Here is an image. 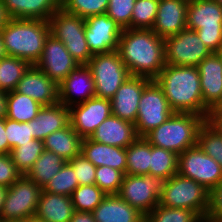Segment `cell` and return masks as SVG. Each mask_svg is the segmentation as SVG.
Masks as SVG:
<instances>
[{"label":"cell","mask_w":222,"mask_h":222,"mask_svg":"<svg viewBox=\"0 0 222 222\" xmlns=\"http://www.w3.org/2000/svg\"><path fill=\"white\" fill-rule=\"evenodd\" d=\"M44 150L43 141L33 139L28 143L11 149L10 156L16 168L22 173V175H26Z\"/></svg>","instance_id":"836d02e7"},{"label":"cell","mask_w":222,"mask_h":222,"mask_svg":"<svg viewBox=\"0 0 222 222\" xmlns=\"http://www.w3.org/2000/svg\"><path fill=\"white\" fill-rule=\"evenodd\" d=\"M204 105L211 110L222 97V60L212 52L197 66Z\"/></svg>","instance_id":"44dd1931"},{"label":"cell","mask_w":222,"mask_h":222,"mask_svg":"<svg viewBox=\"0 0 222 222\" xmlns=\"http://www.w3.org/2000/svg\"><path fill=\"white\" fill-rule=\"evenodd\" d=\"M126 174L149 175L150 143L144 137H138L126 148Z\"/></svg>","instance_id":"1f68e13d"},{"label":"cell","mask_w":222,"mask_h":222,"mask_svg":"<svg viewBox=\"0 0 222 222\" xmlns=\"http://www.w3.org/2000/svg\"><path fill=\"white\" fill-rule=\"evenodd\" d=\"M209 112H222V97Z\"/></svg>","instance_id":"11a10c76"},{"label":"cell","mask_w":222,"mask_h":222,"mask_svg":"<svg viewBox=\"0 0 222 222\" xmlns=\"http://www.w3.org/2000/svg\"><path fill=\"white\" fill-rule=\"evenodd\" d=\"M215 1L222 5V0H215Z\"/></svg>","instance_id":"91938a15"},{"label":"cell","mask_w":222,"mask_h":222,"mask_svg":"<svg viewBox=\"0 0 222 222\" xmlns=\"http://www.w3.org/2000/svg\"><path fill=\"white\" fill-rule=\"evenodd\" d=\"M109 0H61V8L82 18L106 14Z\"/></svg>","instance_id":"ab89813d"},{"label":"cell","mask_w":222,"mask_h":222,"mask_svg":"<svg viewBox=\"0 0 222 222\" xmlns=\"http://www.w3.org/2000/svg\"><path fill=\"white\" fill-rule=\"evenodd\" d=\"M70 222H96L92 212L75 211Z\"/></svg>","instance_id":"c3c4849f"},{"label":"cell","mask_w":222,"mask_h":222,"mask_svg":"<svg viewBox=\"0 0 222 222\" xmlns=\"http://www.w3.org/2000/svg\"><path fill=\"white\" fill-rule=\"evenodd\" d=\"M188 3L189 0H159L152 30L166 38L185 29Z\"/></svg>","instance_id":"ffe728a7"},{"label":"cell","mask_w":222,"mask_h":222,"mask_svg":"<svg viewBox=\"0 0 222 222\" xmlns=\"http://www.w3.org/2000/svg\"><path fill=\"white\" fill-rule=\"evenodd\" d=\"M0 32L7 56L35 65L50 34V24L44 20L10 18Z\"/></svg>","instance_id":"3957f363"},{"label":"cell","mask_w":222,"mask_h":222,"mask_svg":"<svg viewBox=\"0 0 222 222\" xmlns=\"http://www.w3.org/2000/svg\"><path fill=\"white\" fill-rule=\"evenodd\" d=\"M186 28L196 31L201 41L216 52L222 42V5L215 0H189Z\"/></svg>","instance_id":"8992f818"},{"label":"cell","mask_w":222,"mask_h":222,"mask_svg":"<svg viewBox=\"0 0 222 222\" xmlns=\"http://www.w3.org/2000/svg\"><path fill=\"white\" fill-rule=\"evenodd\" d=\"M216 54L221 58L222 60V42L220 43L219 49L216 51Z\"/></svg>","instance_id":"6f0895ef"},{"label":"cell","mask_w":222,"mask_h":222,"mask_svg":"<svg viewBox=\"0 0 222 222\" xmlns=\"http://www.w3.org/2000/svg\"><path fill=\"white\" fill-rule=\"evenodd\" d=\"M162 183L152 175L125 174L117 195L147 216L159 204Z\"/></svg>","instance_id":"7c38bea8"},{"label":"cell","mask_w":222,"mask_h":222,"mask_svg":"<svg viewBox=\"0 0 222 222\" xmlns=\"http://www.w3.org/2000/svg\"><path fill=\"white\" fill-rule=\"evenodd\" d=\"M5 131L8 140V154L14 147H19L34 139L30 122H17L5 117Z\"/></svg>","instance_id":"60d3db41"},{"label":"cell","mask_w":222,"mask_h":222,"mask_svg":"<svg viewBox=\"0 0 222 222\" xmlns=\"http://www.w3.org/2000/svg\"><path fill=\"white\" fill-rule=\"evenodd\" d=\"M79 186L73 167L66 162L61 170L42 189L44 192L71 196Z\"/></svg>","instance_id":"74e56055"},{"label":"cell","mask_w":222,"mask_h":222,"mask_svg":"<svg viewBox=\"0 0 222 222\" xmlns=\"http://www.w3.org/2000/svg\"><path fill=\"white\" fill-rule=\"evenodd\" d=\"M6 118L17 122H30L35 119L42 105L29 96L14 91L7 93Z\"/></svg>","instance_id":"f546056e"},{"label":"cell","mask_w":222,"mask_h":222,"mask_svg":"<svg viewBox=\"0 0 222 222\" xmlns=\"http://www.w3.org/2000/svg\"><path fill=\"white\" fill-rule=\"evenodd\" d=\"M15 91L31 97L42 106L59 103L58 84L35 65L25 72Z\"/></svg>","instance_id":"ac0fdd59"},{"label":"cell","mask_w":222,"mask_h":222,"mask_svg":"<svg viewBox=\"0 0 222 222\" xmlns=\"http://www.w3.org/2000/svg\"><path fill=\"white\" fill-rule=\"evenodd\" d=\"M117 51L132 76L154 80L166 65L164 38L152 29H123Z\"/></svg>","instance_id":"6da1fadb"},{"label":"cell","mask_w":222,"mask_h":222,"mask_svg":"<svg viewBox=\"0 0 222 222\" xmlns=\"http://www.w3.org/2000/svg\"><path fill=\"white\" fill-rule=\"evenodd\" d=\"M58 88L59 103L68 108L95 97V83L87 65H79L71 71L68 76L58 84Z\"/></svg>","instance_id":"d6986e66"},{"label":"cell","mask_w":222,"mask_h":222,"mask_svg":"<svg viewBox=\"0 0 222 222\" xmlns=\"http://www.w3.org/2000/svg\"><path fill=\"white\" fill-rule=\"evenodd\" d=\"M106 195L96 184H91L79 185L70 197L75 211L92 212Z\"/></svg>","instance_id":"d590c367"},{"label":"cell","mask_w":222,"mask_h":222,"mask_svg":"<svg viewBox=\"0 0 222 222\" xmlns=\"http://www.w3.org/2000/svg\"><path fill=\"white\" fill-rule=\"evenodd\" d=\"M68 163L73 167L79 185L95 184L96 166L82 154L75 156Z\"/></svg>","instance_id":"ee69618b"},{"label":"cell","mask_w":222,"mask_h":222,"mask_svg":"<svg viewBox=\"0 0 222 222\" xmlns=\"http://www.w3.org/2000/svg\"><path fill=\"white\" fill-rule=\"evenodd\" d=\"M7 190H8V187L0 185V214L3 208V204L5 202Z\"/></svg>","instance_id":"f5cc1de1"},{"label":"cell","mask_w":222,"mask_h":222,"mask_svg":"<svg viewBox=\"0 0 222 222\" xmlns=\"http://www.w3.org/2000/svg\"><path fill=\"white\" fill-rule=\"evenodd\" d=\"M159 0H136L131 17L132 29H152Z\"/></svg>","instance_id":"f35d334b"},{"label":"cell","mask_w":222,"mask_h":222,"mask_svg":"<svg viewBox=\"0 0 222 222\" xmlns=\"http://www.w3.org/2000/svg\"><path fill=\"white\" fill-rule=\"evenodd\" d=\"M92 213L96 222H145L146 219L117 194L106 195Z\"/></svg>","instance_id":"cb8c5ba5"},{"label":"cell","mask_w":222,"mask_h":222,"mask_svg":"<svg viewBox=\"0 0 222 222\" xmlns=\"http://www.w3.org/2000/svg\"><path fill=\"white\" fill-rule=\"evenodd\" d=\"M197 145L222 167V133L207 120L198 131Z\"/></svg>","instance_id":"e575fe53"},{"label":"cell","mask_w":222,"mask_h":222,"mask_svg":"<svg viewBox=\"0 0 222 222\" xmlns=\"http://www.w3.org/2000/svg\"><path fill=\"white\" fill-rule=\"evenodd\" d=\"M35 66L59 84L79 64L71 56L62 41L49 34L45 40L42 55Z\"/></svg>","instance_id":"2e32d148"},{"label":"cell","mask_w":222,"mask_h":222,"mask_svg":"<svg viewBox=\"0 0 222 222\" xmlns=\"http://www.w3.org/2000/svg\"><path fill=\"white\" fill-rule=\"evenodd\" d=\"M95 83V97L111 99L130 73L118 51L94 54L86 64Z\"/></svg>","instance_id":"ba28073f"},{"label":"cell","mask_w":222,"mask_h":222,"mask_svg":"<svg viewBox=\"0 0 222 222\" xmlns=\"http://www.w3.org/2000/svg\"><path fill=\"white\" fill-rule=\"evenodd\" d=\"M206 120L222 133V112H209Z\"/></svg>","instance_id":"681fc988"},{"label":"cell","mask_w":222,"mask_h":222,"mask_svg":"<svg viewBox=\"0 0 222 222\" xmlns=\"http://www.w3.org/2000/svg\"><path fill=\"white\" fill-rule=\"evenodd\" d=\"M21 176L10 154H0V185L10 187Z\"/></svg>","instance_id":"bcb514c9"},{"label":"cell","mask_w":222,"mask_h":222,"mask_svg":"<svg viewBox=\"0 0 222 222\" xmlns=\"http://www.w3.org/2000/svg\"><path fill=\"white\" fill-rule=\"evenodd\" d=\"M136 0H109L106 14L113 19L121 29L131 28V17Z\"/></svg>","instance_id":"7bdbcfd3"},{"label":"cell","mask_w":222,"mask_h":222,"mask_svg":"<svg viewBox=\"0 0 222 222\" xmlns=\"http://www.w3.org/2000/svg\"><path fill=\"white\" fill-rule=\"evenodd\" d=\"M30 66L28 61L17 57L6 56L0 59V91H14Z\"/></svg>","instance_id":"d6a6232c"},{"label":"cell","mask_w":222,"mask_h":222,"mask_svg":"<svg viewBox=\"0 0 222 222\" xmlns=\"http://www.w3.org/2000/svg\"><path fill=\"white\" fill-rule=\"evenodd\" d=\"M178 174L211 190L222 181V167L198 145L178 155Z\"/></svg>","instance_id":"4fadbf2b"},{"label":"cell","mask_w":222,"mask_h":222,"mask_svg":"<svg viewBox=\"0 0 222 222\" xmlns=\"http://www.w3.org/2000/svg\"><path fill=\"white\" fill-rule=\"evenodd\" d=\"M42 189L22 175L8 187L5 202L0 214V221L27 219L36 214Z\"/></svg>","instance_id":"8fae6325"},{"label":"cell","mask_w":222,"mask_h":222,"mask_svg":"<svg viewBox=\"0 0 222 222\" xmlns=\"http://www.w3.org/2000/svg\"><path fill=\"white\" fill-rule=\"evenodd\" d=\"M159 204L195 211L204 220L209 206V190L177 173L163 181Z\"/></svg>","instance_id":"5b68a950"},{"label":"cell","mask_w":222,"mask_h":222,"mask_svg":"<svg viewBox=\"0 0 222 222\" xmlns=\"http://www.w3.org/2000/svg\"><path fill=\"white\" fill-rule=\"evenodd\" d=\"M27 222H46V221L41 220V219L37 218L36 216H33V217L27 218Z\"/></svg>","instance_id":"9f6ffc18"},{"label":"cell","mask_w":222,"mask_h":222,"mask_svg":"<svg viewBox=\"0 0 222 222\" xmlns=\"http://www.w3.org/2000/svg\"><path fill=\"white\" fill-rule=\"evenodd\" d=\"M6 56H7V54H6V51L4 48L3 38H2V35L0 32V59L4 58Z\"/></svg>","instance_id":"db71d44e"},{"label":"cell","mask_w":222,"mask_h":222,"mask_svg":"<svg viewBox=\"0 0 222 222\" xmlns=\"http://www.w3.org/2000/svg\"><path fill=\"white\" fill-rule=\"evenodd\" d=\"M50 34L62 41L79 65H86L92 58L85 37V19L65 12L55 11L49 19Z\"/></svg>","instance_id":"52a82bcc"},{"label":"cell","mask_w":222,"mask_h":222,"mask_svg":"<svg viewBox=\"0 0 222 222\" xmlns=\"http://www.w3.org/2000/svg\"><path fill=\"white\" fill-rule=\"evenodd\" d=\"M173 113L162 88L155 80H151L144 87L139 101L134 124L138 137H144L165 122Z\"/></svg>","instance_id":"9c48e42d"},{"label":"cell","mask_w":222,"mask_h":222,"mask_svg":"<svg viewBox=\"0 0 222 222\" xmlns=\"http://www.w3.org/2000/svg\"><path fill=\"white\" fill-rule=\"evenodd\" d=\"M204 221L222 222V181L209 191V206Z\"/></svg>","instance_id":"f6af8a7d"},{"label":"cell","mask_w":222,"mask_h":222,"mask_svg":"<svg viewBox=\"0 0 222 222\" xmlns=\"http://www.w3.org/2000/svg\"><path fill=\"white\" fill-rule=\"evenodd\" d=\"M81 154L96 167L108 166L126 174V148L106 145L84 138L81 143Z\"/></svg>","instance_id":"603a6c76"},{"label":"cell","mask_w":222,"mask_h":222,"mask_svg":"<svg viewBox=\"0 0 222 222\" xmlns=\"http://www.w3.org/2000/svg\"><path fill=\"white\" fill-rule=\"evenodd\" d=\"M66 162L67 161L59 155L44 150L26 176L43 189Z\"/></svg>","instance_id":"f1b7e54d"},{"label":"cell","mask_w":222,"mask_h":222,"mask_svg":"<svg viewBox=\"0 0 222 222\" xmlns=\"http://www.w3.org/2000/svg\"><path fill=\"white\" fill-rule=\"evenodd\" d=\"M10 18L49 21L61 0H1Z\"/></svg>","instance_id":"d4e9b609"},{"label":"cell","mask_w":222,"mask_h":222,"mask_svg":"<svg viewBox=\"0 0 222 222\" xmlns=\"http://www.w3.org/2000/svg\"><path fill=\"white\" fill-rule=\"evenodd\" d=\"M124 175L112 167H96L95 184L107 195L118 194Z\"/></svg>","instance_id":"b9f144b4"},{"label":"cell","mask_w":222,"mask_h":222,"mask_svg":"<svg viewBox=\"0 0 222 222\" xmlns=\"http://www.w3.org/2000/svg\"><path fill=\"white\" fill-rule=\"evenodd\" d=\"M111 114V101L104 98L93 97L69 107L70 125L82 139L90 138Z\"/></svg>","instance_id":"5bb4252c"},{"label":"cell","mask_w":222,"mask_h":222,"mask_svg":"<svg viewBox=\"0 0 222 222\" xmlns=\"http://www.w3.org/2000/svg\"><path fill=\"white\" fill-rule=\"evenodd\" d=\"M165 63L174 66H193L212 51L201 41L196 31L185 28L176 35L164 38Z\"/></svg>","instance_id":"30bf717a"},{"label":"cell","mask_w":222,"mask_h":222,"mask_svg":"<svg viewBox=\"0 0 222 222\" xmlns=\"http://www.w3.org/2000/svg\"><path fill=\"white\" fill-rule=\"evenodd\" d=\"M154 80L174 112L194 113L207 119L210 110L203 103L197 67L165 65Z\"/></svg>","instance_id":"7a4b0ae2"},{"label":"cell","mask_w":222,"mask_h":222,"mask_svg":"<svg viewBox=\"0 0 222 222\" xmlns=\"http://www.w3.org/2000/svg\"><path fill=\"white\" fill-rule=\"evenodd\" d=\"M9 20L10 17L7 14L4 4L0 0V30L6 25Z\"/></svg>","instance_id":"816d5d0a"},{"label":"cell","mask_w":222,"mask_h":222,"mask_svg":"<svg viewBox=\"0 0 222 222\" xmlns=\"http://www.w3.org/2000/svg\"><path fill=\"white\" fill-rule=\"evenodd\" d=\"M150 81L146 77L130 75L110 99L112 115L135 124L141 95Z\"/></svg>","instance_id":"e0dca14e"},{"label":"cell","mask_w":222,"mask_h":222,"mask_svg":"<svg viewBox=\"0 0 222 222\" xmlns=\"http://www.w3.org/2000/svg\"><path fill=\"white\" fill-rule=\"evenodd\" d=\"M138 138L132 122L110 115L91 135L90 139L110 146L127 148Z\"/></svg>","instance_id":"7402d4cb"},{"label":"cell","mask_w":222,"mask_h":222,"mask_svg":"<svg viewBox=\"0 0 222 222\" xmlns=\"http://www.w3.org/2000/svg\"><path fill=\"white\" fill-rule=\"evenodd\" d=\"M7 92L0 91V118L7 116Z\"/></svg>","instance_id":"f907efd6"},{"label":"cell","mask_w":222,"mask_h":222,"mask_svg":"<svg viewBox=\"0 0 222 222\" xmlns=\"http://www.w3.org/2000/svg\"><path fill=\"white\" fill-rule=\"evenodd\" d=\"M0 154H8V140L5 131V118H0Z\"/></svg>","instance_id":"7dc6e473"},{"label":"cell","mask_w":222,"mask_h":222,"mask_svg":"<svg viewBox=\"0 0 222 222\" xmlns=\"http://www.w3.org/2000/svg\"><path fill=\"white\" fill-rule=\"evenodd\" d=\"M4 222H27V219H16V220H7Z\"/></svg>","instance_id":"680465c9"},{"label":"cell","mask_w":222,"mask_h":222,"mask_svg":"<svg viewBox=\"0 0 222 222\" xmlns=\"http://www.w3.org/2000/svg\"><path fill=\"white\" fill-rule=\"evenodd\" d=\"M204 220L189 209L169 208L158 204L147 216L145 222H203Z\"/></svg>","instance_id":"8d00e7d4"},{"label":"cell","mask_w":222,"mask_h":222,"mask_svg":"<svg viewBox=\"0 0 222 222\" xmlns=\"http://www.w3.org/2000/svg\"><path fill=\"white\" fill-rule=\"evenodd\" d=\"M75 213L70 196L42 191L35 216L46 222H70Z\"/></svg>","instance_id":"4316f807"},{"label":"cell","mask_w":222,"mask_h":222,"mask_svg":"<svg viewBox=\"0 0 222 222\" xmlns=\"http://www.w3.org/2000/svg\"><path fill=\"white\" fill-rule=\"evenodd\" d=\"M85 37L92 55L117 51L121 27L107 14L85 18Z\"/></svg>","instance_id":"9a60e30c"},{"label":"cell","mask_w":222,"mask_h":222,"mask_svg":"<svg viewBox=\"0 0 222 222\" xmlns=\"http://www.w3.org/2000/svg\"><path fill=\"white\" fill-rule=\"evenodd\" d=\"M82 138L71 127L70 123L48 135L44 140V149L51 151L67 162L81 154Z\"/></svg>","instance_id":"83f0119b"},{"label":"cell","mask_w":222,"mask_h":222,"mask_svg":"<svg viewBox=\"0 0 222 222\" xmlns=\"http://www.w3.org/2000/svg\"><path fill=\"white\" fill-rule=\"evenodd\" d=\"M177 173L178 155L170 150L150 144L149 175L165 181Z\"/></svg>","instance_id":"4dcf8cb0"},{"label":"cell","mask_w":222,"mask_h":222,"mask_svg":"<svg viewBox=\"0 0 222 222\" xmlns=\"http://www.w3.org/2000/svg\"><path fill=\"white\" fill-rule=\"evenodd\" d=\"M32 136L44 140L51 133L66 127L69 123V108L58 103L42 106L35 119L31 120Z\"/></svg>","instance_id":"484cf974"},{"label":"cell","mask_w":222,"mask_h":222,"mask_svg":"<svg viewBox=\"0 0 222 222\" xmlns=\"http://www.w3.org/2000/svg\"><path fill=\"white\" fill-rule=\"evenodd\" d=\"M206 120L194 113L174 112L160 126L144 138L153 146L175 152L177 155L197 145V134Z\"/></svg>","instance_id":"277c9868"}]
</instances>
